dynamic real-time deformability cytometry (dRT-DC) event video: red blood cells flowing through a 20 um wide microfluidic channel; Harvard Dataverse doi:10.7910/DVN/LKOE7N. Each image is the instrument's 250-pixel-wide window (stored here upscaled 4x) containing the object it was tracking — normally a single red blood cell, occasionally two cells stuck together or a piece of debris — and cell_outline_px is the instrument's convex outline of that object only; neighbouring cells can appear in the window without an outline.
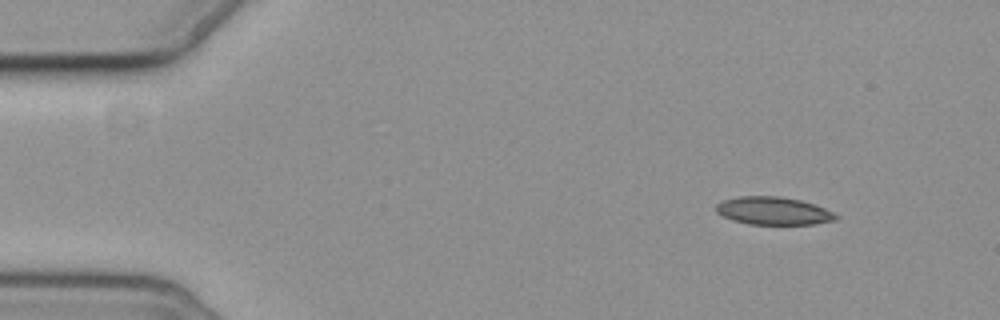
{"species": "common noctule bat (a hibernating species)", "species_latin": "Nyctalus noctula", "temperature_condition": "cold", "stored_images_in_passage": 3, "camera_frame_rate_fps": 3000, "um_per_image_px": 0.085, "animal": {"sex": "female", "body_mass_g": 19.3, "forearm_length_mm": 54.1}, "frame": {"image": 1, "passage_image": 1, "time_ms": 0.0, "image_size_px": [1000, 320], "cell_outline_px": [[840, 216], [836, 220], [812, 224], [748, 224], [732, 220], [716, 212], [716, 204], [724, 200], [740, 196], [780, 196], [800, 200], [824, 208]], "centroid_in_image_um": [65.73, 17.92], "position_along_channel_um": 19.3, "area_um2": 19.31}}